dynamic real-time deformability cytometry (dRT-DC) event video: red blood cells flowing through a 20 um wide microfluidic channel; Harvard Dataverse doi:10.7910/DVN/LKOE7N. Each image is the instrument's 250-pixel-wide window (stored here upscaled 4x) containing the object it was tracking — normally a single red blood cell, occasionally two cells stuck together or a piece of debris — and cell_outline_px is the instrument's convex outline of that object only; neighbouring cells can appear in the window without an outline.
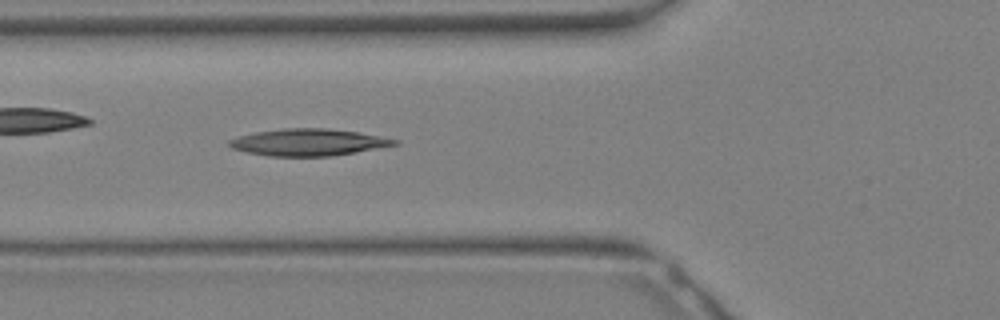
{"species": "Egyptian fruit bat (a non-hibernating species)", "species_latin": "Rousettus aegyptiacus", "temperature_condition": "warm", "stored_images_in_passage": 7, "camera_frame_rate_fps": 3000, "um_per_image_px": 0.085, "animal": {"sex": "female"}, "frame": {"image": 1, "passage_image": 7, "time_ms": 2.0, "image_size_px": [1000, 320], "cell_outline_px": [[400, 144], [356, 152], [332, 156], [268, 156], [248, 152], [232, 148], [228, 144], [228, 140], [240, 136], [256, 132], [284, 128], [328, 128], [360, 132], [400, 140]], "centroid_in_image_um": [26.26, 12.09], "position_along_channel_um": 99.5, "area_um2": 25.89}}